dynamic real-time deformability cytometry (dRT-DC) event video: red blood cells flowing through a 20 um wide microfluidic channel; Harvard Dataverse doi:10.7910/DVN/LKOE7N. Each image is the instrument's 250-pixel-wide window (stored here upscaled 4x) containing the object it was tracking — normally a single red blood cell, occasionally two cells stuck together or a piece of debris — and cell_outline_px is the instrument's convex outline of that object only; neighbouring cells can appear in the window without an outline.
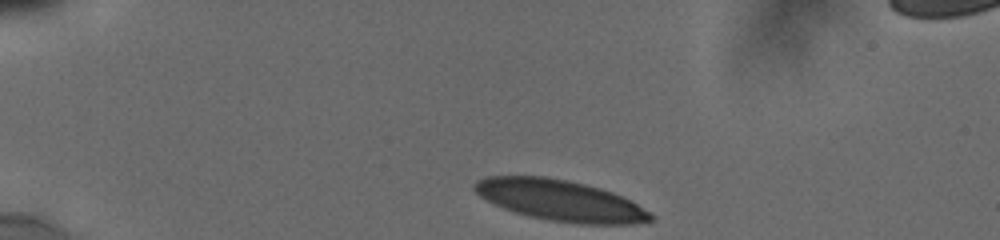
{"species": "human", "species_latin": "Homo sapiens", "temperature_condition": "cold", "stored_images_in_passage": 4, "camera_frame_rate_fps": 3000, "um_per_image_px": 0.085, "donor": {"sex": "male"}, "frame": {"image": 1, "passage_image": 1, "time_ms": 0.0, "image_size_px": [1000, 240], "cell_outline_px": [[652, 220], [632, 224], [576, 224], [548, 220], [528, 216], [504, 208], [484, 200], [472, 188], [472, 184], [476, 180], [488, 176], [544, 176], [584, 184], [600, 188], [612, 192], [652, 212]], "centroid_in_image_um": [47.57, 17.04], "position_along_channel_um": 37.4, "area_um2": 41.91}}